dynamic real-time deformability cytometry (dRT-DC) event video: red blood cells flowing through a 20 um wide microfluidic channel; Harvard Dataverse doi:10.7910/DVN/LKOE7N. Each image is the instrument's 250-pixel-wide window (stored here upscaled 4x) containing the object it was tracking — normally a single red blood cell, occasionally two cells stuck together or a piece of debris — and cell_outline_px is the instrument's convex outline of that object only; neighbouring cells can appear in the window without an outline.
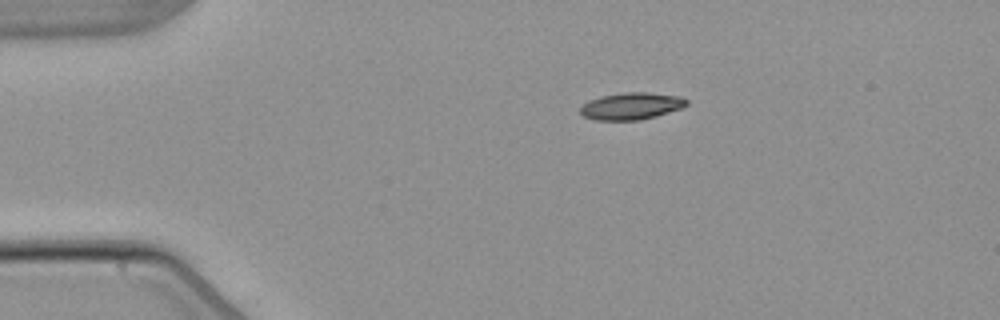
{"species": "common noctule bat (a hibernating species)", "species_latin": "Nyctalus noctula", "temperature_condition": "warm", "stored_images_in_passage": 5, "camera_frame_rate_fps": 3000, "um_per_image_px": 0.085, "animal": {"sex": "male", "body_mass_g": 21.5, "forearm_length_mm": 52.0}, "frame": {"image": 1, "passage_image": 1, "time_ms": 0.0, "image_size_px": [1000, 320], "cell_outline_px": [[688, 104], [680, 108], [656, 116], [640, 120], [596, 120], [584, 116], [580, 112], [580, 108], [588, 100], [600, 96], [624, 92], [648, 92], [680, 96], [688, 100]], "centroid_in_image_um": [53.66, 9.01], "position_along_channel_um": 31.3, "area_um2": 16.7}}
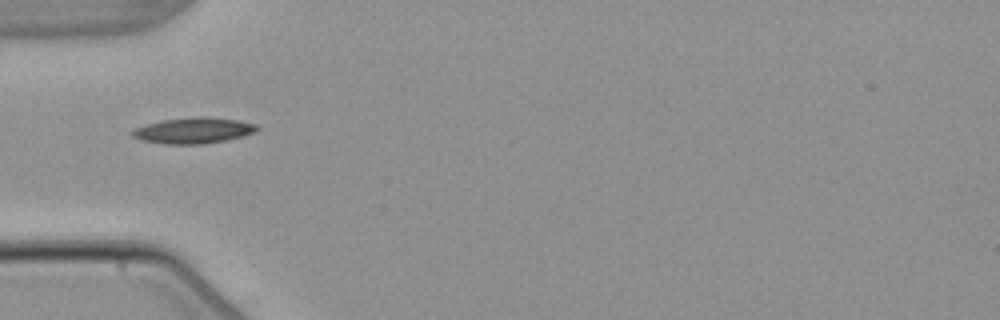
{"frame": {"image": 2, "passage_image": 3, "time_ms": 2.333, "image_size_px": [1000, 320], "cell_outline_px": [[260, 128], [256, 132], [244, 136], [204, 144], [164, 144], [140, 140], [132, 136], [132, 132], [136, 128], [144, 124], [164, 120], [200, 116], [204, 116], [236, 120], [256, 124]], "centroid_in_image_um": [16.46, 11.1], "position_along_channel_um": 68.5, "area_um2": 18.79}}
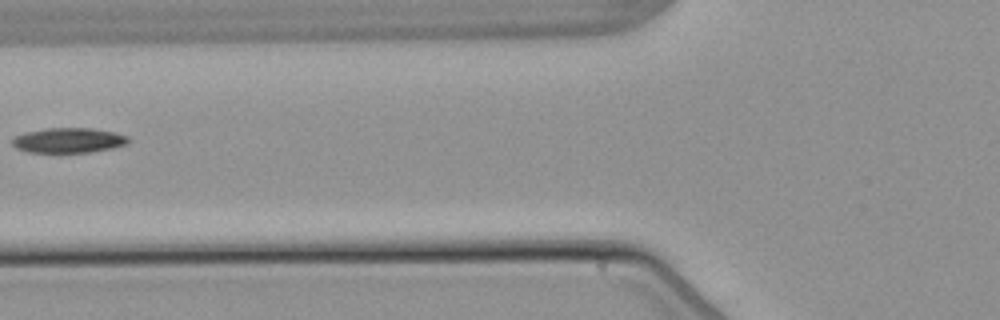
{"frame": {"image": 3, "passage_image": 4, "time_ms": 3.667, "image_size_px": [1000, 320], "cell_outline_px": [[128, 144], [112, 148], [88, 152], [60, 156], [28, 152], [16, 148], [12, 144], [12, 140], [16, 136], [24, 132], [44, 128], [92, 128], [112, 132], [128, 136]], "centroid_in_image_um": [5.76, 11.98], "position_along_channel_um": 120.0, "area_um2": 17.69}}